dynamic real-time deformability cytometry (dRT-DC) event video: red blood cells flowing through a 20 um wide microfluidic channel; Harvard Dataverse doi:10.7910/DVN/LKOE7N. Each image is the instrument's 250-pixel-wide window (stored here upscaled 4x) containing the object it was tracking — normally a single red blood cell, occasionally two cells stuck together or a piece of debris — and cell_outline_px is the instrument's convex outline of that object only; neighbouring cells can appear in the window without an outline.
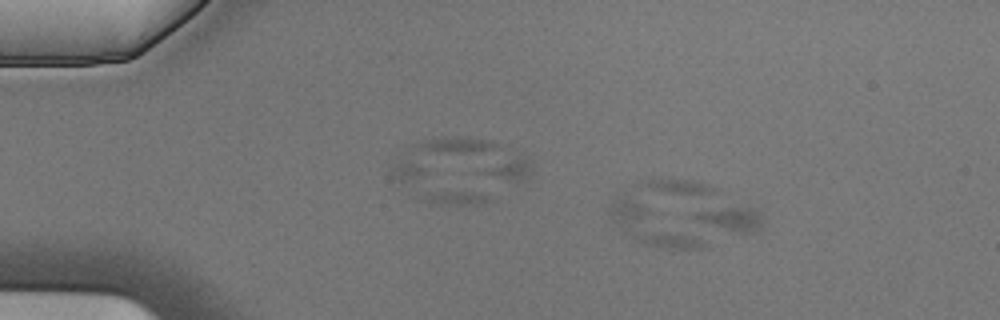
{"species": "Egyptian fruit bat (a non-hibernating species)", "species_latin": "Rousettus aegyptiacus", "temperature_condition": "cold", "stored_images_in_passage": 4, "camera_frame_rate_fps": 3000, "um_per_image_px": 0.085, "animal": {"sex": "male"}, "frame": {"image": 1, "passage_image": 2, "time_ms": 0.333, "image_size_px": [1000, 320], "cell_outline_px": [[704, 248], [668, 248], [644, 244], [636, 240], [624, 232], [608, 216], [608, 208], [612, 200], [620, 192], [648, 208], [700, 240], [704, 244]], "centroid_in_image_um": [55.15, 19.15], "position_along_channel_um": 29.8, "area_um2": 18.67}}